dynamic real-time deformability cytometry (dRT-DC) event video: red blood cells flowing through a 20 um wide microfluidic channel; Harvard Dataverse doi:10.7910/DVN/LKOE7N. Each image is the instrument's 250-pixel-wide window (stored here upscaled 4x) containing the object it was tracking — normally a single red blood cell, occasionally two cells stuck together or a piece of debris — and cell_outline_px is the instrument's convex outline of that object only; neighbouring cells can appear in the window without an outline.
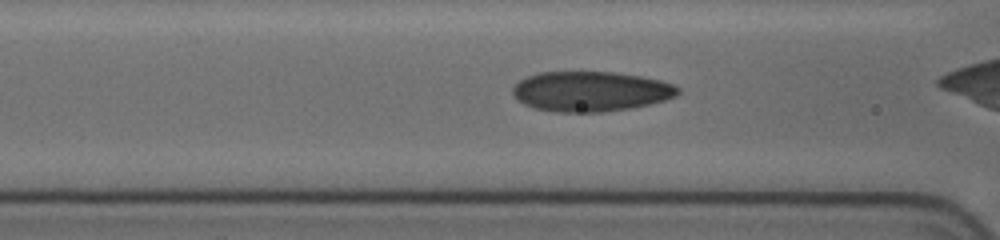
{"species": "human", "species_latin": "Homo sapiens", "temperature_condition": "cold", "stored_images_in_passage": 29, "camera_frame_rate_fps": 3000, "um_per_image_px": 0.085, "donor": {"sex": "female"}, "frame": {"image": 1, "passage_image": 5, "time_ms": 1.333, "image_size_px": [1000, 240], "cell_outline_px": [[680, 92], [676, 96], [664, 100], [648, 104], [628, 108], [600, 112], [560, 112], [536, 108], [524, 104], [516, 100], [512, 96], [512, 88], [520, 80], [528, 76], [540, 72], [616, 72], [640, 76], [660, 80], [672, 84], [680, 88]], "centroid_in_image_um": [50.19, 7.76], "position_along_channel_um": 116.4, "area_um2": 38.44}}
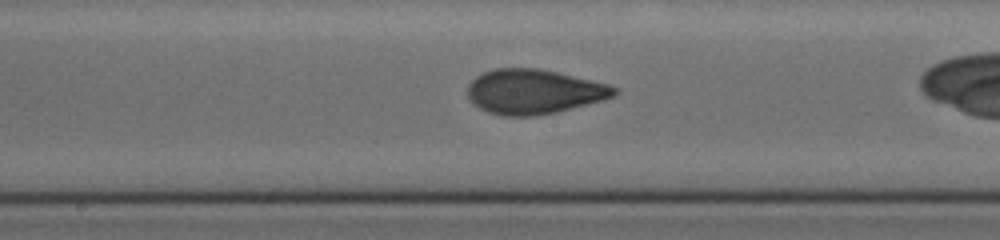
{"frame": {"image": 2, "passage_image": 12, "time_ms": 3.667, "image_size_px": [1000, 240], "cell_outline_px": [[620, 92], [612, 96], [600, 100], [556, 112], [532, 116], [504, 116], [488, 112], [480, 108], [468, 96], [468, 84], [476, 76], [484, 72], [496, 68], [536, 68], [556, 72], [608, 84], [616, 88]], "centroid_in_image_um": [45.35, 7.78], "position_along_channel_um": 202.8, "area_um2": 37.63}}
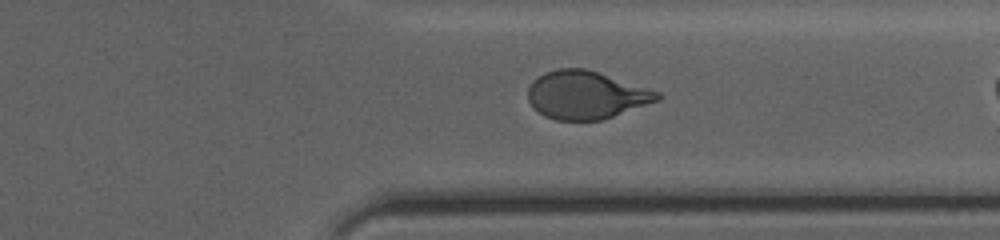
{"frame": {"image": 3, "passage_image": 25, "time_ms": 8.0, "image_size_px": [1000, 240], "cell_outline_px": [[664, 96], [660, 100], [600, 120], [556, 120], [544, 116], [532, 108], [528, 100], [528, 88], [532, 80], [544, 72], [556, 68], [584, 68], [648, 88], [660, 92]], "centroid_in_image_um": [49.78, 8.07], "position_along_channel_um": 361.6, "area_um2": 36.18}}